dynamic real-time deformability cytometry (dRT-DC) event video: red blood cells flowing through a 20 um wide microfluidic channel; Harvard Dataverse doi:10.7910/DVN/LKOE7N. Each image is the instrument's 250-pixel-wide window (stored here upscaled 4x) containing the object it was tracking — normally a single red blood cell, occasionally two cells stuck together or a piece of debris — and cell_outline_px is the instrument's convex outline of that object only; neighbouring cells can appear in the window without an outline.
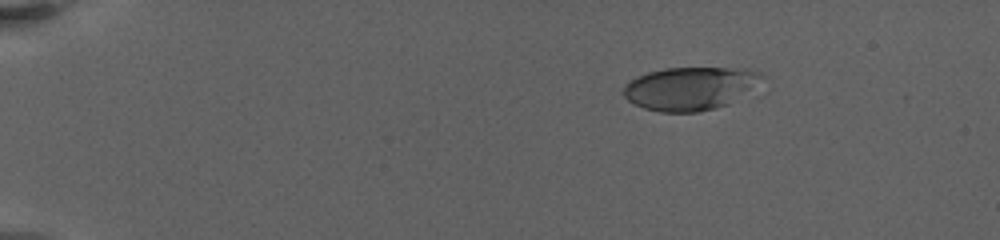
{"species": "human", "species_latin": "Homo sapiens", "temperature_condition": "warm", "stored_images_in_passage": 12, "camera_frame_rate_fps": 3000, "um_per_image_px": 0.085, "donor": {"sex": "female"}, "frame": {"image": 1, "passage_image": 4, "time_ms": 3.333, "image_size_px": [1000, 240], "cell_outline_px": [[768, 76], [728, 104], [716, 108], [700, 112], [660, 112], [644, 108], [628, 100], [620, 92], [636, 76], [648, 72], [664, 68], [748, 68], [760, 72]], "centroid_in_image_um": [58.67, 7.5], "position_along_channel_um": 26.3, "area_um2": 34.74}}
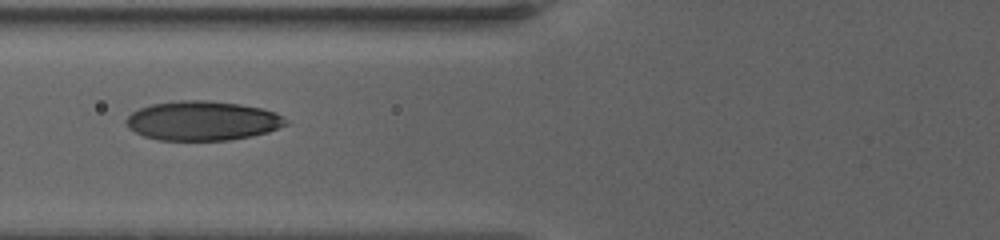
{"frame": {"image": 2, "passage_image": 10, "time_ms": 9.333, "image_size_px": [1000, 240], "cell_outline_px": [[288, 124], [268, 132], [252, 136], [232, 140], [160, 140], [144, 136], [128, 128], [124, 120], [132, 112], [140, 108], [152, 104], [180, 100], [208, 100], [240, 104], [260, 108], [284, 116], [288, 120]], "centroid_in_image_um": [17.21, 10.27], "position_along_channel_um": 108.6, "area_um2": 36.7}}
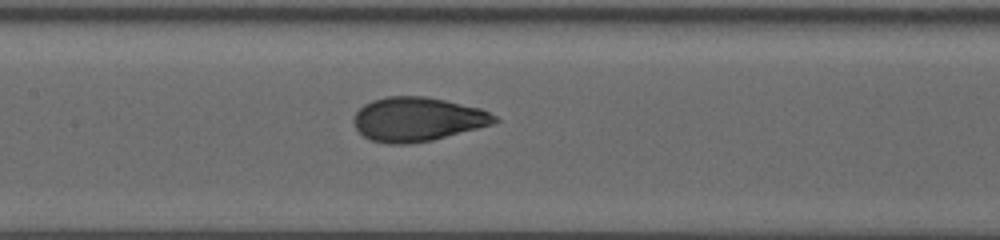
{"frame": {"image": 3, "passage_image": 12, "time_ms": 11.333, "image_size_px": [1000, 240], "cell_outline_px": [[500, 120], [492, 124], [432, 140], [408, 144], [388, 144], [372, 140], [364, 136], [356, 128], [352, 120], [356, 112], [364, 104], [372, 100], [388, 96], [424, 96], [444, 100], [480, 108], [496, 116]], "centroid_in_image_um": [35.46, 10.13], "position_along_channel_um": 171.9, "area_um2": 35.95}}